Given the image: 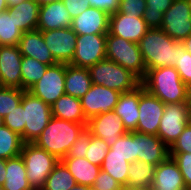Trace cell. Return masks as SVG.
Wrapping results in <instances>:
<instances>
[{
	"label": "cell",
	"instance_id": "obj_1",
	"mask_svg": "<svg viewBox=\"0 0 191 190\" xmlns=\"http://www.w3.org/2000/svg\"><path fill=\"white\" fill-rule=\"evenodd\" d=\"M141 85L164 104L186 103L187 85L174 66L146 70Z\"/></svg>",
	"mask_w": 191,
	"mask_h": 190
},
{
	"label": "cell",
	"instance_id": "obj_2",
	"mask_svg": "<svg viewBox=\"0 0 191 190\" xmlns=\"http://www.w3.org/2000/svg\"><path fill=\"white\" fill-rule=\"evenodd\" d=\"M87 125L51 117L34 144L56 156L59 160L67 156L72 145Z\"/></svg>",
	"mask_w": 191,
	"mask_h": 190
},
{
	"label": "cell",
	"instance_id": "obj_3",
	"mask_svg": "<svg viewBox=\"0 0 191 190\" xmlns=\"http://www.w3.org/2000/svg\"><path fill=\"white\" fill-rule=\"evenodd\" d=\"M138 45L146 70L174 66L178 62L177 41L161 28H149Z\"/></svg>",
	"mask_w": 191,
	"mask_h": 190
},
{
	"label": "cell",
	"instance_id": "obj_4",
	"mask_svg": "<svg viewBox=\"0 0 191 190\" xmlns=\"http://www.w3.org/2000/svg\"><path fill=\"white\" fill-rule=\"evenodd\" d=\"M92 84L101 85L120 93L135 90L141 80L131 71L114 61L104 59L88 68Z\"/></svg>",
	"mask_w": 191,
	"mask_h": 190
},
{
	"label": "cell",
	"instance_id": "obj_5",
	"mask_svg": "<svg viewBox=\"0 0 191 190\" xmlns=\"http://www.w3.org/2000/svg\"><path fill=\"white\" fill-rule=\"evenodd\" d=\"M106 59L131 71L140 80L146 74V66L139 45L109 33L106 35Z\"/></svg>",
	"mask_w": 191,
	"mask_h": 190
},
{
	"label": "cell",
	"instance_id": "obj_6",
	"mask_svg": "<svg viewBox=\"0 0 191 190\" xmlns=\"http://www.w3.org/2000/svg\"><path fill=\"white\" fill-rule=\"evenodd\" d=\"M26 166V176L34 190L41 189L59 159L34 143H24L20 153Z\"/></svg>",
	"mask_w": 191,
	"mask_h": 190
},
{
	"label": "cell",
	"instance_id": "obj_7",
	"mask_svg": "<svg viewBox=\"0 0 191 190\" xmlns=\"http://www.w3.org/2000/svg\"><path fill=\"white\" fill-rule=\"evenodd\" d=\"M21 104L24 109L25 123L21 138L24 143H34L52 117L51 106L29 91L23 93Z\"/></svg>",
	"mask_w": 191,
	"mask_h": 190
},
{
	"label": "cell",
	"instance_id": "obj_8",
	"mask_svg": "<svg viewBox=\"0 0 191 190\" xmlns=\"http://www.w3.org/2000/svg\"><path fill=\"white\" fill-rule=\"evenodd\" d=\"M190 122L191 113L186 103L165 104L157 136L170 148Z\"/></svg>",
	"mask_w": 191,
	"mask_h": 190
},
{
	"label": "cell",
	"instance_id": "obj_9",
	"mask_svg": "<svg viewBox=\"0 0 191 190\" xmlns=\"http://www.w3.org/2000/svg\"><path fill=\"white\" fill-rule=\"evenodd\" d=\"M65 75L66 64L57 63L48 66L44 76L27 91L52 106L65 94Z\"/></svg>",
	"mask_w": 191,
	"mask_h": 190
},
{
	"label": "cell",
	"instance_id": "obj_10",
	"mask_svg": "<svg viewBox=\"0 0 191 190\" xmlns=\"http://www.w3.org/2000/svg\"><path fill=\"white\" fill-rule=\"evenodd\" d=\"M161 29L175 41L187 38L191 34V2L174 0L164 13Z\"/></svg>",
	"mask_w": 191,
	"mask_h": 190
},
{
	"label": "cell",
	"instance_id": "obj_11",
	"mask_svg": "<svg viewBox=\"0 0 191 190\" xmlns=\"http://www.w3.org/2000/svg\"><path fill=\"white\" fill-rule=\"evenodd\" d=\"M106 35H78L76 49L70 64L76 67L89 68L106 59Z\"/></svg>",
	"mask_w": 191,
	"mask_h": 190
},
{
	"label": "cell",
	"instance_id": "obj_12",
	"mask_svg": "<svg viewBox=\"0 0 191 190\" xmlns=\"http://www.w3.org/2000/svg\"><path fill=\"white\" fill-rule=\"evenodd\" d=\"M139 119L135 131L157 135L165 104L140 85Z\"/></svg>",
	"mask_w": 191,
	"mask_h": 190
},
{
	"label": "cell",
	"instance_id": "obj_13",
	"mask_svg": "<svg viewBox=\"0 0 191 190\" xmlns=\"http://www.w3.org/2000/svg\"><path fill=\"white\" fill-rule=\"evenodd\" d=\"M45 44L57 63L70 64L78 35L69 28L41 31Z\"/></svg>",
	"mask_w": 191,
	"mask_h": 190
},
{
	"label": "cell",
	"instance_id": "obj_14",
	"mask_svg": "<svg viewBox=\"0 0 191 190\" xmlns=\"http://www.w3.org/2000/svg\"><path fill=\"white\" fill-rule=\"evenodd\" d=\"M120 92L101 85L92 84L90 90L80 99L87 120L101 113L113 111Z\"/></svg>",
	"mask_w": 191,
	"mask_h": 190
},
{
	"label": "cell",
	"instance_id": "obj_15",
	"mask_svg": "<svg viewBox=\"0 0 191 190\" xmlns=\"http://www.w3.org/2000/svg\"><path fill=\"white\" fill-rule=\"evenodd\" d=\"M86 128L91 135L104 140L109 146H112L120 136L128 132L114 111L92 117L88 120Z\"/></svg>",
	"mask_w": 191,
	"mask_h": 190
},
{
	"label": "cell",
	"instance_id": "obj_16",
	"mask_svg": "<svg viewBox=\"0 0 191 190\" xmlns=\"http://www.w3.org/2000/svg\"><path fill=\"white\" fill-rule=\"evenodd\" d=\"M149 27L143 17L119 13L110 15L109 34L119 36L125 40L139 43Z\"/></svg>",
	"mask_w": 191,
	"mask_h": 190
},
{
	"label": "cell",
	"instance_id": "obj_17",
	"mask_svg": "<svg viewBox=\"0 0 191 190\" xmlns=\"http://www.w3.org/2000/svg\"><path fill=\"white\" fill-rule=\"evenodd\" d=\"M21 60L18 45L0 46V86L22 89Z\"/></svg>",
	"mask_w": 191,
	"mask_h": 190
},
{
	"label": "cell",
	"instance_id": "obj_18",
	"mask_svg": "<svg viewBox=\"0 0 191 190\" xmlns=\"http://www.w3.org/2000/svg\"><path fill=\"white\" fill-rule=\"evenodd\" d=\"M131 132L136 137L137 160L157 166L169 156V147L157 135Z\"/></svg>",
	"mask_w": 191,
	"mask_h": 190
},
{
	"label": "cell",
	"instance_id": "obj_19",
	"mask_svg": "<svg viewBox=\"0 0 191 190\" xmlns=\"http://www.w3.org/2000/svg\"><path fill=\"white\" fill-rule=\"evenodd\" d=\"M110 15L89 7L72 19L71 28L77 35L107 34Z\"/></svg>",
	"mask_w": 191,
	"mask_h": 190
},
{
	"label": "cell",
	"instance_id": "obj_20",
	"mask_svg": "<svg viewBox=\"0 0 191 190\" xmlns=\"http://www.w3.org/2000/svg\"><path fill=\"white\" fill-rule=\"evenodd\" d=\"M152 190H187L177 162L168 156L155 166Z\"/></svg>",
	"mask_w": 191,
	"mask_h": 190
},
{
	"label": "cell",
	"instance_id": "obj_21",
	"mask_svg": "<svg viewBox=\"0 0 191 190\" xmlns=\"http://www.w3.org/2000/svg\"><path fill=\"white\" fill-rule=\"evenodd\" d=\"M18 47L22 56L32 57L48 66L57 64L39 30L22 33Z\"/></svg>",
	"mask_w": 191,
	"mask_h": 190
},
{
	"label": "cell",
	"instance_id": "obj_22",
	"mask_svg": "<svg viewBox=\"0 0 191 190\" xmlns=\"http://www.w3.org/2000/svg\"><path fill=\"white\" fill-rule=\"evenodd\" d=\"M71 23L72 17L62 1L40 6L37 30L69 28Z\"/></svg>",
	"mask_w": 191,
	"mask_h": 190
},
{
	"label": "cell",
	"instance_id": "obj_23",
	"mask_svg": "<svg viewBox=\"0 0 191 190\" xmlns=\"http://www.w3.org/2000/svg\"><path fill=\"white\" fill-rule=\"evenodd\" d=\"M140 86L135 90L121 93L114 112L117 114L128 132L135 131L139 119Z\"/></svg>",
	"mask_w": 191,
	"mask_h": 190
},
{
	"label": "cell",
	"instance_id": "obj_24",
	"mask_svg": "<svg viewBox=\"0 0 191 190\" xmlns=\"http://www.w3.org/2000/svg\"><path fill=\"white\" fill-rule=\"evenodd\" d=\"M61 161L73 175L76 184L92 187L101 167L89 162L85 157H64Z\"/></svg>",
	"mask_w": 191,
	"mask_h": 190
},
{
	"label": "cell",
	"instance_id": "obj_25",
	"mask_svg": "<svg viewBox=\"0 0 191 190\" xmlns=\"http://www.w3.org/2000/svg\"><path fill=\"white\" fill-rule=\"evenodd\" d=\"M51 111L55 118L87 125L88 120L85 118L79 98L64 94L54 102Z\"/></svg>",
	"mask_w": 191,
	"mask_h": 190
},
{
	"label": "cell",
	"instance_id": "obj_26",
	"mask_svg": "<svg viewBox=\"0 0 191 190\" xmlns=\"http://www.w3.org/2000/svg\"><path fill=\"white\" fill-rule=\"evenodd\" d=\"M92 85L88 68L66 64L65 94L81 99Z\"/></svg>",
	"mask_w": 191,
	"mask_h": 190
},
{
	"label": "cell",
	"instance_id": "obj_27",
	"mask_svg": "<svg viewBox=\"0 0 191 190\" xmlns=\"http://www.w3.org/2000/svg\"><path fill=\"white\" fill-rule=\"evenodd\" d=\"M4 190H34L26 176V166L21 155L6 160Z\"/></svg>",
	"mask_w": 191,
	"mask_h": 190
},
{
	"label": "cell",
	"instance_id": "obj_28",
	"mask_svg": "<svg viewBox=\"0 0 191 190\" xmlns=\"http://www.w3.org/2000/svg\"><path fill=\"white\" fill-rule=\"evenodd\" d=\"M15 15L16 27L24 32L37 30L40 6L33 0H26L8 8Z\"/></svg>",
	"mask_w": 191,
	"mask_h": 190
},
{
	"label": "cell",
	"instance_id": "obj_29",
	"mask_svg": "<svg viewBox=\"0 0 191 190\" xmlns=\"http://www.w3.org/2000/svg\"><path fill=\"white\" fill-rule=\"evenodd\" d=\"M155 174V165L149 162L136 160L130 163L128 170V186H152Z\"/></svg>",
	"mask_w": 191,
	"mask_h": 190
},
{
	"label": "cell",
	"instance_id": "obj_30",
	"mask_svg": "<svg viewBox=\"0 0 191 190\" xmlns=\"http://www.w3.org/2000/svg\"><path fill=\"white\" fill-rule=\"evenodd\" d=\"M76 185L73 175L66 165L59 160L54 169L47 177L41 190H69Z\"/></svg>",
	"mask_w": 191,
	"mask_h": 190
},
{
	"label": "cell",
	"instance_id": "obj_31",
	"mask_svg": "<svg viewBox=\"0 0 191 190\" xmlns=\"http://www.w3.org/2000/svg\"><path fill=\"white\" fill-rule=\"evenodd\" d=\"M22 33L16 27L15 15L11 10L0 13V46L18 45Z\"/></svg>",
	"mask_w": 191,
	"mask_h": 190
},
{
	"label": "cell",
	"instance_id": "obj_32",
	"mask_svg": "<svg viewBox=\"0 0 191 190\" xmlns=\"http://www.w3.org/2000/svg\"><path fill=\"white\" fill-rule=\"evenodd\" d=\"M130 162L120 155H110L108 150L101 165V170L110 174L122 187L127 186Z\"/></svg>",
	"mask_w": 191,
	"mask_h": 190
},
{
	"label": "cell",
	"instance_id": "obj_33",
	"mask_svg": "<svg viewBox=\"0 0 191 190\" xmlns=\"http://www.w3.org/2000/svg\"><path fill=\"white\" fill-rule=\"evenodd\" d=\"M24 141L21 136L7 126L0 128V159H10L20 155Z\"/></svg>",
	"mask_w": 191,
	"mask_h": 190
},
{
	"label": "cell",
	"instance_id": "obj_34",
	"mask_svg": "<svg viewBox=\"0 0 191 190\" xmlns=\"http://www.w3.org/2000/svg\"><path fill=\"white\" fill-rule=\"evenodd\" d=\"M48 68L45 65L32 57L22 56L21 60V76L22 89L29 90L36 82H38Z\"/></svg>",
	"mask_w": 191,
	"mask_h": 190
},
{
	"label": "cell",
	"instance_id": "obj_35",
	"mask_svg": "<svg viewBox=\"0 0 191 190\" xmlns=\"http://www.w3.org/2000/svg\"><path fill=\"white\" fill-rule=\"evenodd\" d=\"M174 0H146L143 19L149 28H161L164 13L171 7Z\"/></svg>",
	"mask_w": 191,
	"mask_h": 190
},
{
	"label": "cell",
	"instance_id": "obj_36",
	"mask_svg": "<svg viewBox=\"0 0 191 190\" xmlns=\"http://www.w3.org/2000/svg\"><path fill=\"white\" fill-rule=\"evenodd\" d=\"M110 155H120L130 163L137 160L136 137L132 132L120 136L118 140L110 146Z\"/></svg>",
	"mask_w": 191,
	"mask_h": 190
},
{
	"label": "cell",
	"instance_id": "obj_37",
	"mask_svg": "<svg viewBox=\"0 0 191 190\" xmlns=\"http://www.w3.org/2000/svg\"><path fill=\"white\" fill-rule=\"evenodd\" d=\"M25 91L20 88L0 86V116L2 118L20 105Z\"/></svg>",
	"mask_w": 191,
	"mask_h": 190
},
{
	"label": "cell",
	"instance_id": "obj_38",
	"mask_svg": "<svg viewBox=\"0 0 191 190\" xmlns=\"http://www.w3.org/2000/svg\"><path fill=\"white\" fill-rule=\"evenodd\" d=\"M109 149L110 146L104 140L91 135L85 158L92 164L101 167Z\"/></svg>",
	"mask_w": 191,
	"mask_h": 190
},
{
	"label": "cell",
	"instance_id": "obj_39",
	"mask_svg": "<svg viewBox=\"0 0 191 190\" xmlns=\"http://www.w3.org/2000/svg\"><path fill=\"white\" fill-rule=\"evenodd\" d=\"M177 51H179L178 62L174 65L185 85L191 84V54L188 53L184 45L177 41Z\"/></svg>",
	"mask_w": 191,
	"mask_h": 190
},
{
	"label": "cell",
	"instance_id": "obj_40",
	"mask_svg": "<svg viewBox=\"0 0 191 190\" xmlns=\"http://www.w3.org/2000/svg\"><path fill=\"white\" fill-rule=\"evenodd\" d=\"M4 125L7 126L13 132L19 134L20 136L24 133L25 123H24V109L22 104L13 109L4 118Z\"/></svg>",
	"mask_w": 191,
	"mask_h": 190
},
{
	"label": "cell",
	"instance_id": "obj_41",
	"mask_svg": "<svg viewBox=\"0 0 191 190\" xmlns=\"http://www.w3.org/2000/svg\"><path fill=\"white\" fill-rule=\"evenodd\" d=\"M177 162L187 190H191V153H169Z\"/></svg>",
	"mask_w": 191,
	"mask_h": 190
},
{
	"label": "cell",
	"instance_id": "obj_42",
	"mask_svg": "<svg viewBox=\"0 0 191 190\" xmlns=\"http://www.w3.org/2000/svg\"><path fill=\"white\" fill-rule=\"evenodd\" d=\"M90 137H91V132L87 128H85L80 133L77 140L72 145L67 156L65 157H79V158L85 157L87 149L90 144Z\"/></svg>",
	"mask_w": 191,
	"mask_h": 190
},
{
	"label": "cell",
	"instance_id": "obj_43",
	"mask_svg": "<svg viewBox=\"0 0 191 190\" xmlns=\"http://www.w3.org/2000/svg\"><path fill=\"white\" fill-rule=\"evenodd\" d=\"M169 153H191V122L186 125L178 139L171 145Z\"/></svg>",
	"mask_w": 191,
	"mask_h": 190
},
{
	"label": "cell",
	"instance_id": "obj_44",
	"mask_svg": "<svg viewBox=\"0 0 191 190\" xmlns=\"http://www.w3.org/2000/svg\"><path fill=\"white\" fill-rule=\"evenodd\" d=\"M146 0H123L119 3V13L143 17Z\"/></svg>",
	"mask_w": 191,
	"mask_h": 190
},
{
	"label": "cell",
	"instance_id": "obj_45",
	"mask_svg": "<svg viewBox=\"0 0 191 190\" xmlns=\"http://www.w3.org/2000/svg\"><path fill=\"white\" fill-rule=\"evenodd\" d=\"M92 188L94 190H122V186L104 170H100Z\"/></svg>",
	"mask_w": 191,
	"mask_h": 190
},
{
	"label": "cell",
	"instance_id": "obj_46",
	"mask_svg": "<svg viewBox=\"0 0 191 190\" xmlns=\"http://www.w3.org/2000/svg\"><path fill=\"white\" fill-rule=\"evenodd\" d=\"M72 19L90 7L89 0H62Z\"/></svg>",
	"mask_w": 191,
	"mask_h": 190
},
{
	"label": "cell",
	"instance_id": "obj_47",
	"mask_svg": "<svg viewBox=\"0 0 191 190\" xmlns=\"http://www.w3.org/2000/svg\"><path fill=\"white\" fill-rule=\"evenodd\" d=\"M90 7L99 9L109 15L119 10V2L117 0H89Z\"/></svg>",
	"mask_w": 191,
	"mask_h": 190
},
{
	"label": "cell",
	"instance_id": "obj_48",
	"mask_svg": "<svg viewBox=\"0 0 191 190\" xmlns=\"http://www.w3.org/2000/svg\"><path fill=\"white\" fill-rule=\"evenodd\" d=\"M6 160L0 159V186H2L6 180Z\"/></svg>",
	"mask_w": 191,
	"mask_h": 190
},
{
	"label": "cell",
	"instance_id": "obj_49",
	"mask_svg": "<svg viewBox=\"0 0 191 190\" xmlns=\"http://www.w3.org/2000/svg\"><path fill=\"white\" fill-rule=\"evenodd\" d=\"M122 190H152L151 186H125Z\"/></svg>",
	"mask_w": 191,
	"mask_h": 190
},
{
	"label": "cell",
	"instance_id": "obj_50",
	"mask_svg": "<svg viewBox=\"0 0 191 190\" xmlns=\"http://www.w3.org/2000/svg\"><path fill=\"white\" fill-rule=\"evenodd\" d=\"M181 43L184 45L185 50L191 54V34L187 38H185Z\"/></svg>",
	"mask_w": 191,
	"mask_h": 190
},
{
	"label": "cell",
	"instance_id": "obj_51",
	"mask_svg": "<svg viewBox=\"0 0 191 190\" xmlns=\"http://www.w3.org/2000/svg\"><path fill=\"white\" fill-rule=\"evenodd\" d=\"M186 104L190 110L191 113V84L187 86V100Z\"/></svg>",
	"mask_w": 191,
	"mask_h": 190
},
{
	"label": "cell",
	"instance_id": "obj_52",
	"mask_svg": "<svg viewBox=\"0 0 191 190\" xmlns=\"http://www.w3.org/2000/svg\"><path fill=\"white\" fill-rule=\"evenodd\" d=\"M8 8L14 7L19 5L20 3L26 1V0H5Z\"/></svg>",
	"mask_w": 191,
	"mask_h": 190
},
{
	"label": "cell",
	"instance_id": "obj_53",
	"mask_svg": "<svg viewBox=\"0 0 191 190\" xmlns=\"http://www.w3.org/2000/svg\"><path fill=\"white\" fill-rule=\"evenodd\" d=\"M35 3H37L39 6H42V5H47V4H50L52 2H59V1H62V0H33Z\"/></svg>",
	"mask_w": 191,
	"mask_h": 190
},
{
	"label": "cell",
	"instance_id": "obj_54",
	"mask_svg": "<svg viewBox=\"0 0 191 190\" xmlns=\"http://www.w3.org/2000/svg\"><path fill=\"white\" fill-rule=\"evenodd\" d=\"M8 6L5 0H0V13L7 11Z\"/></svg>",
	"mask_w": 191,
	"mask_h": 190
},
{
	"label": "cell",
	"instance_id": "obj_55",
	"mask_svg": "<svg viewBox=\"0 0 191 190\" xmlns=\"http://www.w3.org/2000/svg\"><path fill=\"white\" fill-rule=\"evenodd\" d=\"M69 190H84V185H78L76 184L74 187H72Z\"/></svg>",
	"mask_w": 191,
	"mask_h": 190
},
{
	"label": "cell",
	"instance_id": "obj_56",
	"mask_svg": "<svg viewBox=\"0 0 191 190\" xmlns=\"http://www.w3.org/2000/svg\"><path fill=\"white\" fill-rule=\"evenodd\" d=\"M4 125L3 118L0 116V128Z\"/></svg>",
	"mask_w": 191,
	"mask_h": 190
},
{
	"label": "cell",
	"instance_id": "obj_57",
	"mask_svg": "<svg viewBox=\"0 0 191 190\" xmlns=\"http://www.w3.org/2000/svg\"><path fill=\"white\" fill-rule=\"evenodd\" d=\"M84 190H94L92 187H89V186H85L84 185Z\"/></svg>",
	"mask_w": 191,
	"mask_h": 190
}]
</instances>
